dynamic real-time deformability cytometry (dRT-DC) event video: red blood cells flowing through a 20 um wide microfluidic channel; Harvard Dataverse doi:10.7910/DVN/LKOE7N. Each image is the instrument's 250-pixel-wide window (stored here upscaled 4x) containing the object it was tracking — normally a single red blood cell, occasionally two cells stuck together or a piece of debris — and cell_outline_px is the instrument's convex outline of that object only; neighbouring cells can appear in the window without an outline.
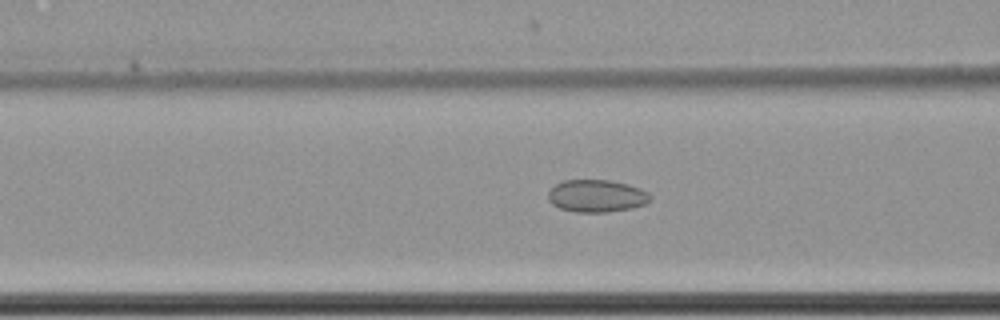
{"species": "common noctule bat (a hibernating species)", "species_latin": "Nyctalus noctula", "temperature_condition": "cold", "stored_images_in_passage": 51, "camera_frame_rate_fps": 3000, "um_per_image_px": 0.085, "animal": {"sex": "female", "body_mass_g": 22.7, "forearm_length_mm": 54.2}, "frame": {"image": 1, "passage_image": 16, "time_ms": 5.0, "image_size_px": [1000, 320], "cell_outline_px": [[652, 200], [644, 204], [632, 208], [608, 212], [576, 212], [560, 208], [552, 204], [548, 200], [548, 192], [556, 184], [564, 180], [612, 180], [628, 184], [640, 188], [648, 192], [652, 196]], "centroid_in_image_um": [50.74, 16.65], "position_along_channel_um": 115.9, "area_um2": 19.42}}
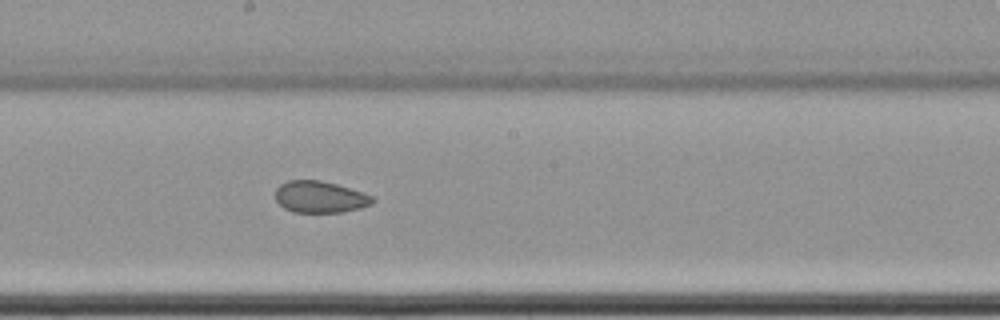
{"frame": {"image": 2, "passage_image": 25, "time_ms": 8.0, "image_size_px": [1000, 320], "cell_outline_px": [[376, 200], [372, 204], [360, 208], [344, 212], [292, 212], [284, 208], [276, 200], [276, 188], [280, 184], [288, 180], [320, 180], [336, 184], [364, 192], [372, 196]], "centroid_in_image_um": [27.21, 16.74], "position_along_channel_um": 221.0, "area_um2": 18.03}}
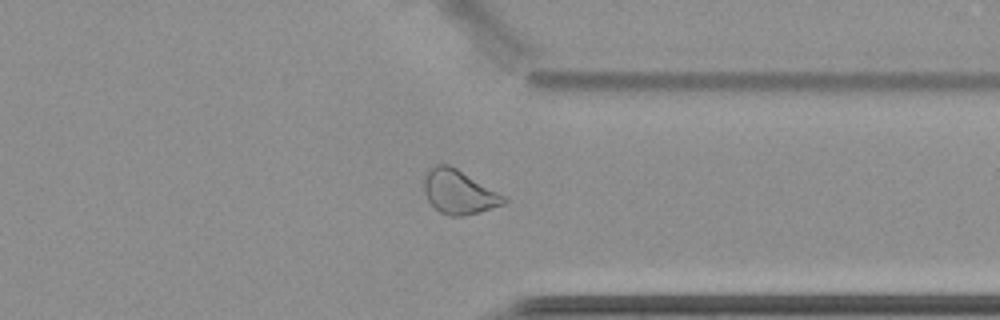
{"frame": {"image": 3, "passage_image": 38, "time_ms": 12.333, "image_size_px": [1000, 320], "cell_outline_px": [[508, 200], [504, 204], [480, 212], [464, 216], [448, 216], [440, 212], [428, 200], [424, 192], [424, 172], [428, 168], [436, 164], [448, 164], [456, 168], [508, 196]], "centroid_in_image_um": [39.02, 16.31], "position_along_channel_um": 372.4, "area_um2": 20.81}, "authors_computed_cell_mechanics": {"area_um2": 20.7502, "velocity_mm_per_s": 3.5045, "shape_relaxation_time_tau1_ms": null, "shape_relaxation_time_tau2_ms": 2.4349, "deformation_change_tau1": null, "deformation_change_tau2": 0.0631}}